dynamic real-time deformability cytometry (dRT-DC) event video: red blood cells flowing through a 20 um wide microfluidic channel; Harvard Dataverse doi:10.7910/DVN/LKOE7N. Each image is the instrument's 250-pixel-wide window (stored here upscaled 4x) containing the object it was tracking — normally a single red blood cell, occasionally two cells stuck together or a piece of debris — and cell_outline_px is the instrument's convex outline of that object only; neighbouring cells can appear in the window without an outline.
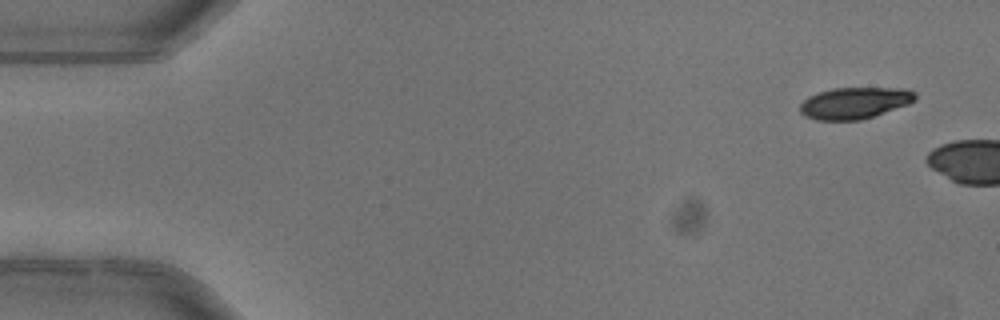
{"species": "common noctule bat (a hibernating species)", "species_latin": "Nyctalus noctula", "temperature_condition": "warm", "stored_images_in_passage": 2, "camera_frame_rate_fps": 3000, "um_per_image_px": 0.085, "animal": {"sex": "female"}, "frame": {"image": 1, "passage_image": 1, "time_ms": 0.0, "image_size_px": [1000, 320], "cell_outline_px": [[916, 100], [908, 104], [860, 120], [816, 120], [804, 116], [800, 112], [800, 104], [808, 96], [832, 88], [904, 88], [916, 92]], "centroid_in_image_um": [72.63, 8.75], "position_along_channel_um": 12.4, "area_um2": 21.1}}